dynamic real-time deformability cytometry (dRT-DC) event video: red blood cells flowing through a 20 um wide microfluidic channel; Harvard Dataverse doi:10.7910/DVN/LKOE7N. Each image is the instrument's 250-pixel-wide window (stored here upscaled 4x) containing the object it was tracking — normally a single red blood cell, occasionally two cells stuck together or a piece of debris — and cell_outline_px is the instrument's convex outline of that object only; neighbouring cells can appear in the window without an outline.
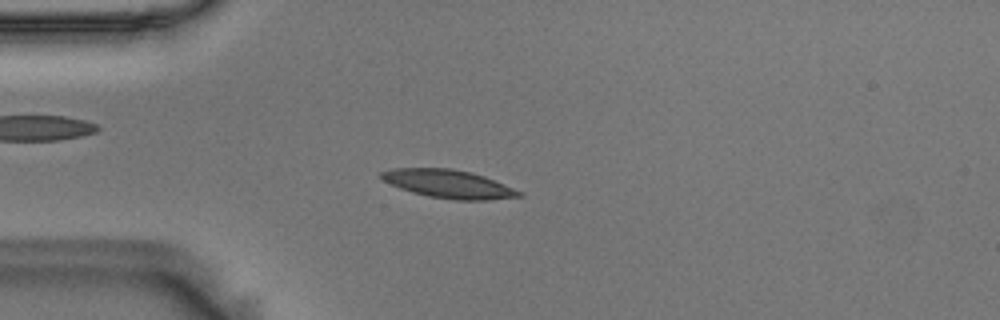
{"species": "Egyptian fruit bat (a non-hibernating species)", "species_latin": "Rousettus aegyptiacus", "temperature_condition": "room temperature", "stored_images_in_passage": 55, "camera_frame_rate_fps": 3000, "um_per_image_px": 0.085, "animal": {"sex": "male"}, "frame": {"image": 1, "passage_image": 14, "time_ms": 4.333, "image_size_px": [1000, 320], "cell_outline_px": [[524, 196], [488, 200], [456, 200], [428, 196], [412, 192], [400, 188], [376, 176], [380, 172], [392, 168], [452, 168], [472, 172], [484, 176], [524, 192]], "centroid_in_image_um": [38.14, 15.63], "position_along_channel_um": 46.9, "area_um2": 22.83}}
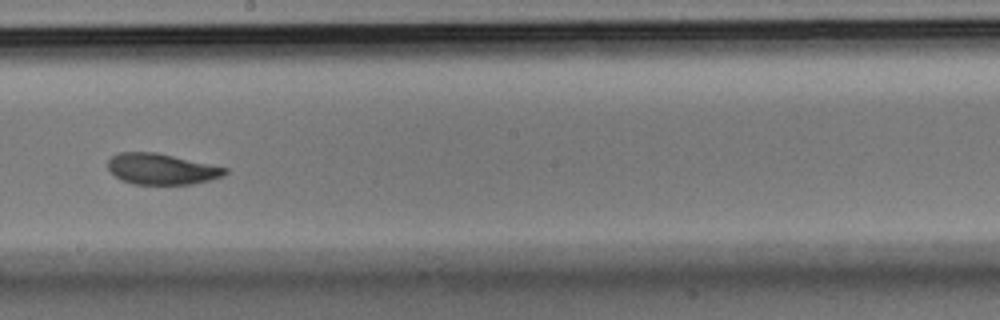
{"frame": {"image": 2, "passage_image": 31, "time_ms": 10.0, "image_size_px": [1000, 320], "cell_outline_px": [[228, 172], [224, 176], [192, 184], [132, 184], [120, 180], [108, 168], [108, 160], [116, 152], [156, 152], [228, 168]], "centroid_in_image_um": [13.72, 14.36], "position_along_channel_um": 234.5, "area_um2": 21.1}}
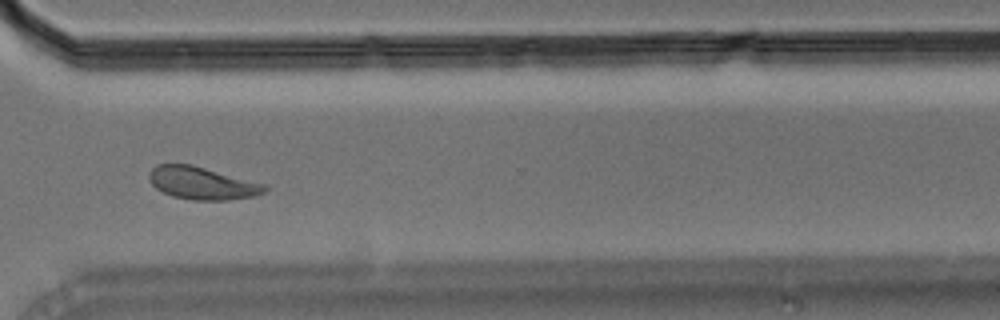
{"frame": {"image": 3, "passage_image": 41, "time_ms": 13.333, "image_size_px": [1000, 320], "cell_outline_px": [[268, 192], [256, 196], [228, 200], [192, 200], [172, 196], [156, 188], [152, 184], [148, 176], [148, 172], [156, 164], [192, 164], [264, 184], [268, 188]], "centroid_in_image_um": [17.18, 15.57], "position_along_channel_um": 353.4, "area_um2": 22.02}, "authors_computed_cell_mechanics": {"area_um2": 22.0218, "velocity_mm_per_s": 3.5686, "shape_relaxation_time_tau1_ms": 3.0444, "shape_relaxation_time_tau2_ms": 2.5887, "deformation_change_tau1": 0.1153, "deformation_change_tau2": 0.078}}